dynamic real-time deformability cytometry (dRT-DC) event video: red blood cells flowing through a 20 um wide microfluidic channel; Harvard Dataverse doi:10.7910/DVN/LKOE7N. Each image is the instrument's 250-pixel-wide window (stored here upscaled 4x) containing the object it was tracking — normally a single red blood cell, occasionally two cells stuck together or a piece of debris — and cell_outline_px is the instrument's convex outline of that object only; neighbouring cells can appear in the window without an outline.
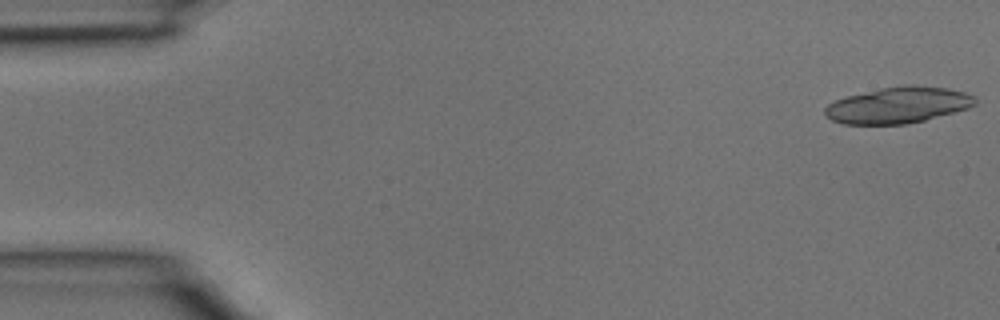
{"species": "common noctule bat (a hibernating species)", "species_latin": "Nyctalus noctula", "temperature_condition": "room temperature", "stored_images_in_passage": 4, "camera_frame_rate_fps": 3000, "um_per_image_px": 0.085, "animal": {"sex": "male", "body_mass_g": 15.6}, "frame": {"image": 1, "passage_image": 1, "time_ms": 0.0, "image_size_px": [1000, 320], "cell_outline_px": [[976, 104], [968, 108], [924, 120], [904, 124], [844, 124], [832, 120], [824, 116], [824, 108], [828, 104], [836, 100], [848, 96], [884, 88], [904, 84], [912, 84], [948, 88], [964, 92], [972, 96], [976, 100]], "centroid_in_image_um": [76.33, 8.93], "position_along_channel_um": 8.7, "area_um2": 31.44}}